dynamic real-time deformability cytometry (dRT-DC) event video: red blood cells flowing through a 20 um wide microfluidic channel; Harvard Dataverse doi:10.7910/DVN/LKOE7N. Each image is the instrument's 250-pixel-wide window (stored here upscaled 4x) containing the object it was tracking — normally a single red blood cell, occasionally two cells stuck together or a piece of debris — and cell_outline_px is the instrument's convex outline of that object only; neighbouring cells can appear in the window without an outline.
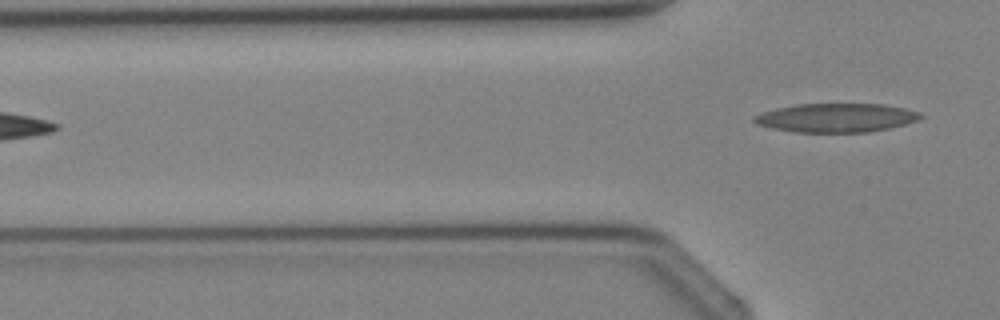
{"species": "Egyptian fruit bat (a non-hibernating species)", "species_latin": "Rousettus aegyptiacus", "temperature_condition": "cold", "stored_images_in_passage": 4, "camera_frame_rate_fps": 3000, "um_per_image_px": 0.085, "animal": {"sex": "female"}, "frame": {"image": 1, "passage_image": 4, "time_ms": 3.333, "image_size_px": [1000, 320], "cell_outline_px": [[924, 116], [916, 120], [904, 124], [888, 128], [868, 132], [792, 132], [772, 128], [756, 124], [752, 120], [752, 116], [760, 112], [776, 108], [796, 104], [884, 104], [904, 108], [920, 112]], "centroid_in_image_um": [71.02, 10.01], "position_along_channel_um": 54.8, "area_um2": 28.03}}